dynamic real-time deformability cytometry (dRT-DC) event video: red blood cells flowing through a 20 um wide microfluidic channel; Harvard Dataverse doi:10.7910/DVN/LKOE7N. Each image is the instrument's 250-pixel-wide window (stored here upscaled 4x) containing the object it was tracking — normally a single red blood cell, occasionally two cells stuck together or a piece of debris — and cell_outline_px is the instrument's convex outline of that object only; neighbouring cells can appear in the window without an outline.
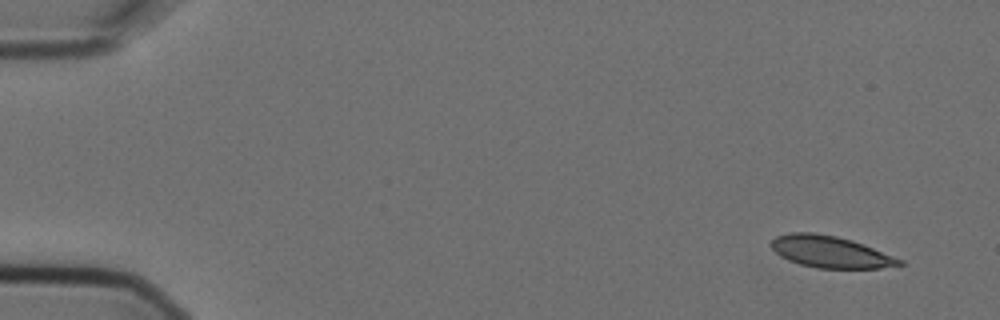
{"species": "Egyptian fruit bat (a non-hibernating species)", "species_latin": "Rousettus aegyptiacus", "temperature_condition": "cold", "stored_images_in_passage": 4, "camera_frame_rate_fps": 3000, "um_per_image_px": 0.085, "animal": {"sex": "female"}, "frame": {"image": 1, "passage_image": 1, "time_ms": 0.0, "image_size_px": [1000, 320], "cell_outline_px": [[904, 264], [880, 268], [816, 268], [800, 264], [788, 260], [780, 256], [772, 248], [772, 240], [776, 236], [788, 232], [812, 232], [836, 236], [852, 240], [904, 260]], "centroid_in_image_um": [70.57, 21.4], "position_along_channel_um": 14.4, "area_um2": 23.58}}